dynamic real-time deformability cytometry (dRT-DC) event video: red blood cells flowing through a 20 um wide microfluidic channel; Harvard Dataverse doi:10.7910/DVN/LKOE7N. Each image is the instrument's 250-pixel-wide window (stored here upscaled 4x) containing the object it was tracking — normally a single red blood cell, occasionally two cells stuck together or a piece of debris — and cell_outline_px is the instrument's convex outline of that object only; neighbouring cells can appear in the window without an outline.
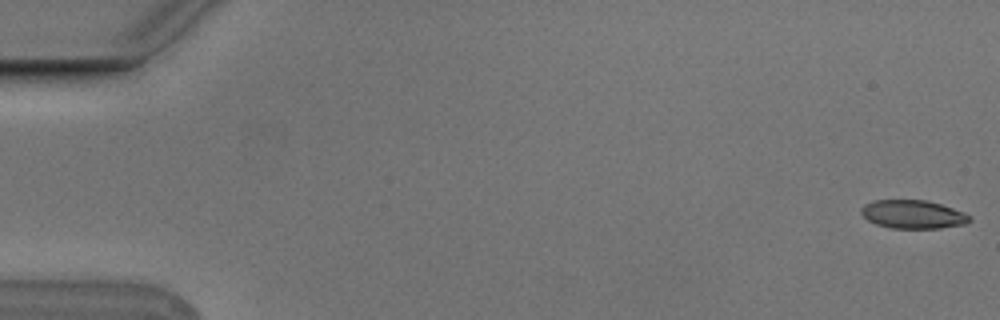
{"species": "Egyptian fruit bat (a non-hibernating species)", "species_latin": "Rousettus aegyptiacus", "temperature_condition": "cold", "stored_images_in_passage": 55, "camera_frame_rate_fps": 3000, "um_per_image_px": 0.085, "animal": {"sex": "male"}, "frame": {"image": 1, "passage_image": 1, "time_ms": 0.0, "image_size_px": [1000, 320], "cell_outline_px": [[972, 220], [964, 224], [940, 228], [892, 228], [876, 224], [868, 220], [860, 212], [860, 208], [864, 204], [872, 200], [928, 200], [964, 212], [972, 216]], "centroid_in_image_um": [77.6, 18.21], "position_along_channel_um": 7.4, "area_um2": 18.03}}
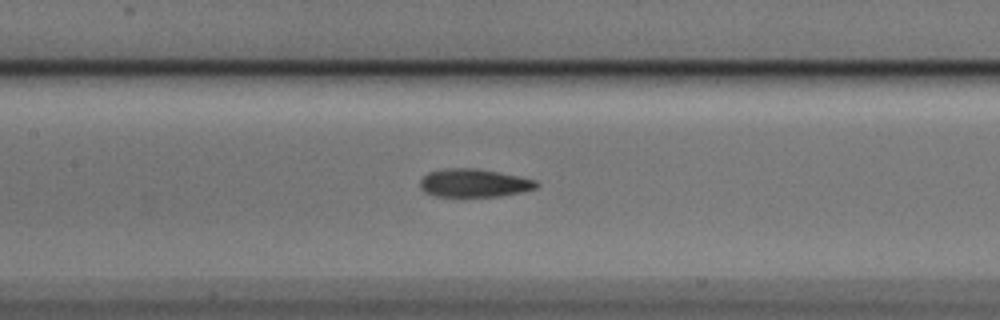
{"frame": {"image": 2, "passage_image": 26, "time_ms": 8.333, "image_size_px": [1000, 320], "cell_outline_px": [[540, 184], [536, 188], [520, 192], [500, 196], [436, 196], [424, 192], [420, 188], [420, 180], [428, 172], [444, 168], [476, 168], [536, 180]], "centroid_in_image_um": [40.26, 15.55], "position_along_channel_um": 167.1, "area_um2": 18.96}}
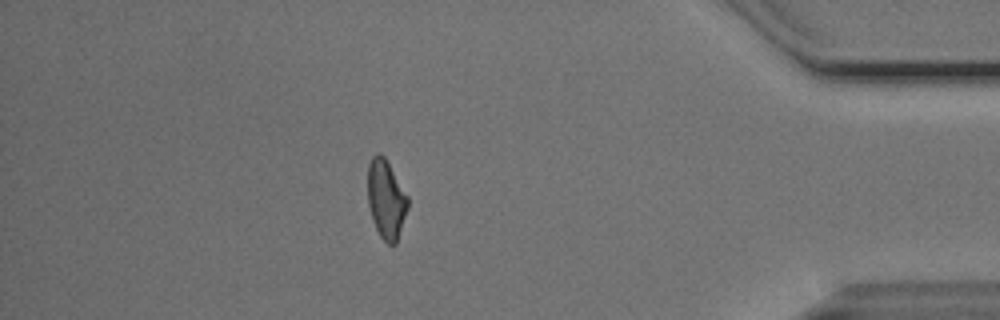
{"frame": {"image": 3, "passage_image": 48, "time_ms": 15.667, "image_size_px": [1000, 320], "cell_outline_px": [[408, 208], [396, 244], [392, 248], [380, 236], [372, 220], [368, 204], [368, 164], [372, 156], [376, 152], [380, 152], [384, 156], [408, 196]], "centroid_in_image_um": [32.81, 16.95], "position_along_channel_um": 402.4, "area_um2": 18.55}, "authors_computed_cell_mechanics": {"area_um2": 18.9584, "velocity_mm_per_s": 3.7712, "shape_relaxation_time_tau1_ms": 3.7453, "shape_relaxation_time_tau2_ms": 3.2569, "deformation_change_tau1": 0.1536, "deformation_change_tau2": 0.1113}}